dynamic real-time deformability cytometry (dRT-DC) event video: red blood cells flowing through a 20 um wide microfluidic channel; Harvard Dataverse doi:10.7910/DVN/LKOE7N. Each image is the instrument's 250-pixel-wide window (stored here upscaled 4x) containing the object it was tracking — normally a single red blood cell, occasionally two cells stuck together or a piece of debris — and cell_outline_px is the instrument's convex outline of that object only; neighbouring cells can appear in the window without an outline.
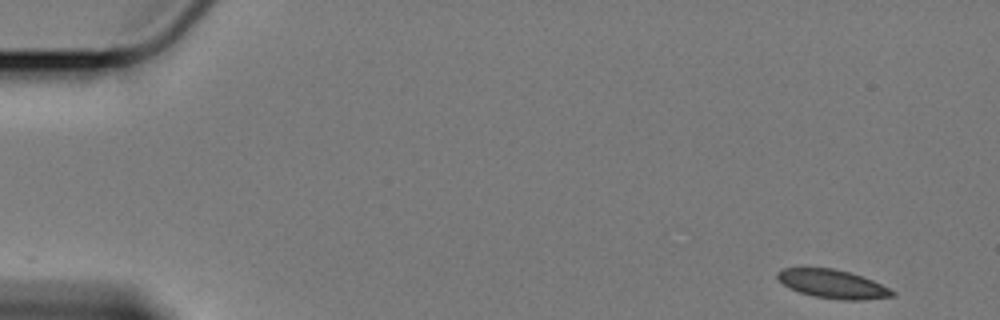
{"species": "Egyptian fruit bat (a non-hibernating species)", "species_latin": "Rousettus aegyptiacus", "temperature_condition": "cold", "stored_images_in_passage": 12, "camera_frame_rate_fps": 3000, "um_per_image_px": 0.085, "animal": {"sex": "female"}, "frame": {"image": 1, "passage_image": 1, "time_ms": 0.0, "image_size_px": [1000, 320], "cell_outline_px": [[896, 296], [864, 300], [840, 300], [812, 296], [788, 288], [776, 276], [776, 272], [784, 268], [832, 268], [848, 272], [872, 280], [896, 292]], "centroid_in_image_um": [70.78, 24.15], "position_along_channel_um": 14.2, "area_um2": 19.07}}